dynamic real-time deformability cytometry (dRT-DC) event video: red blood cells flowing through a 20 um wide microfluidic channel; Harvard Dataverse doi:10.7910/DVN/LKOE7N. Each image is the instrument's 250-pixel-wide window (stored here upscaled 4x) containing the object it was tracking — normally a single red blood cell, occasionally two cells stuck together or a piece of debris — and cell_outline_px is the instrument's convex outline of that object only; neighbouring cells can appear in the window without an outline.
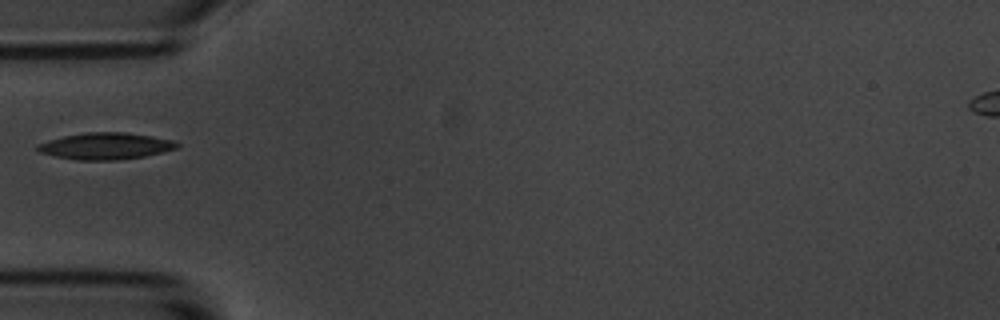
{"species": "common noctule bat (a hibernating species)", "species_latin": "Nyctalus noctula", "temperature_condition": "room temperature", "stored_images_in_passage": 20, "camera_frame_rate_fps": 3000, "um_per_image_px": 0.085, "animal": {"sex": "male", "body_mass_g": 20.1, "forearm_length_mm": 53.5}, "frame": {"image": 1, "passage_image": 1, "time_ms": 0.0, "image_size_px": [1000, 320], "cell_outline_px": [[180, 148], [144, 156], [116, 160], [76, 160], [56, 156], [40, 152], [36, 148], [36, 144], [48, 140], [64, 136], [84, 132], [124, 132], [152, 136], [172, 140], [180, 144]], "centroid_in_image_um": [8.98, 12.41], "position_along_channel_um": 76.0, "area_um2": 21.68}}
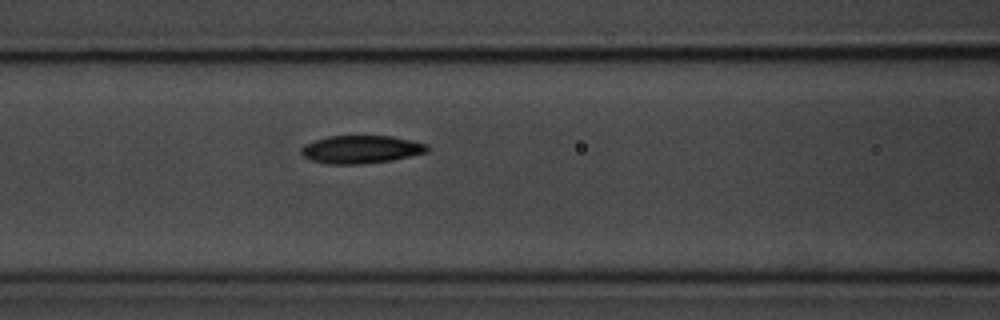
{"frame": {"image": 2, "passage_image": 6, "time_ms": 1.667, "image_size_px": [1000, 320], "cell_outline_px": [[428, 152], [392, 160], [360, 164], [328, 164], [312, 160], [304, 156], [300, 152], [300, 148], [304, 144], [328, 136], [392, 136], [412, 140], [428, 144]], "centroid_in_image_um": [30.7, 12.69], "position_along_channel_um": 135.9, "area_um2": 20.52}}
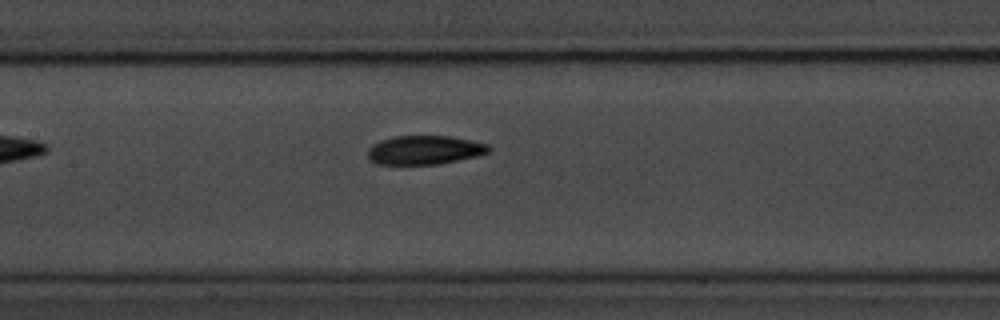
{"frame": {"image": 3, "passage_image": 9, "time_ms": 2.667, "image_size_px": [1000, 320], "cell_outline_px": [[492, 148], [488, 152], [476, 156], [440, 164], [376, 164], [368, 156], [368, 148], [372, 144], [380, 140], [396, 136], [452, 136], [488, 144]], "centroid_in_image_um": [36.09, 12.74], "position_along_channel_um": 171.3, "area_um2": 20.35}}